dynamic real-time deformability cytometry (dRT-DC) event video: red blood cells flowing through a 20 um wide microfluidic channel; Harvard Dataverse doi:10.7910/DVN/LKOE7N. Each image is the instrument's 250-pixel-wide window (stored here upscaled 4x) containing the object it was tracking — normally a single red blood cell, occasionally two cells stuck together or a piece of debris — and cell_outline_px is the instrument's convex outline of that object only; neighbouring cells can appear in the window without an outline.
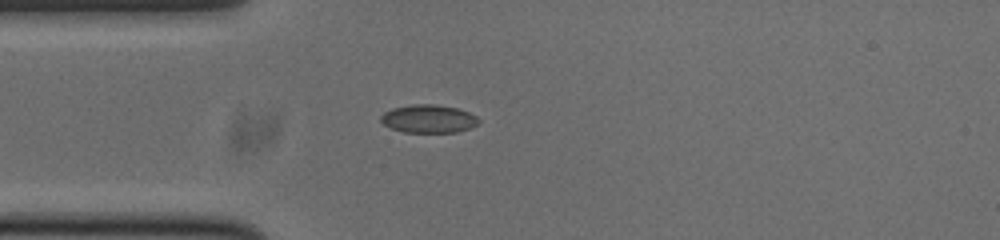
{"species": "common noctule bat (a hibernating species)", "species_latin": "Nyctalus noctula", "temperature_condition": "cold", "stored_images_in_passage": 40, "camera_frame_rate_fps": 3000, "um_per_image_px": 0.085, "animal": {"sex": "male", "body_mass_g": 20.0, "forearm_length_mm": 53.3}, "frame": {"image": 1, "passage_image": 1, "time_ms": 0.0, "image_size_px": [1000, 240], "cell_outline_px": [[480, 120], [476, 124], [468, 128], [456, 132], [404, 132], [392, 128], [384, 124], [380, 120], [380, 116], [384, 112], [392, 108], [412, 104], [436, 104], [456, 108], [468, 112], [476, 116]], "centroid_in_image_um": [36.4, 10.08], "position_along_channel_um": 48.6, "area_um2": 15.9}}
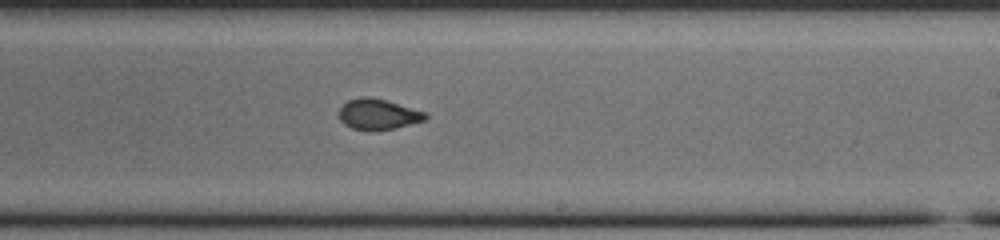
{"frame": {"image": 2, "passage_image": 18, "time_ms": 5.667, "image_size_px": [1000, 240], "cell_outline_px": [[428, 116], [424, 120], [396, 128], [368, 132], [352, 128], [344, 124], [340, 120], [340, 108], [348, 100], [360, 96], [368, 96], [388, 100], [428, 112]], "centroid_in_image_um": [32.16, 9.71], "position_along_channel_um": 256.8, "area_um2": 15.78}}
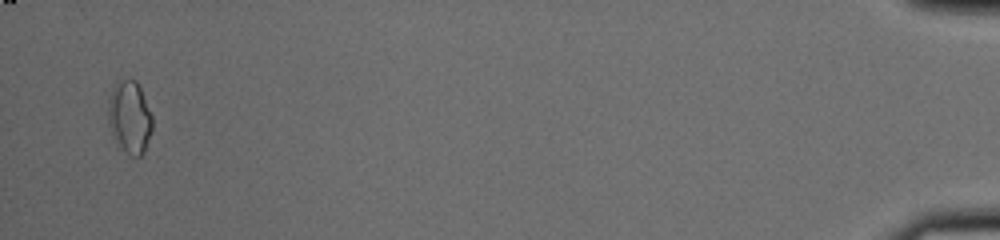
{"frame": {"image": 3, "passage_image": 39, "time_ms": 12.667, "image_size_px": [1000, 240], "cell_outline_px": [[152, 128], [144, 152], [140, 156], [132, 156], [116, 144], [112, 136], [108, 124], [108, 104], [112, 88], [120, 80], [136, 80], [140, 88], [152, 116]], "centroid_in_image_um": [11.0, 9.98], "position_along_channel_um": 424.2, "area_um2": 18.55}, "authors_computed_cell_mechanics": {"area_um2": 15.6349, "velocity_mm_per_s": 3.778, "shape_relaxation_time_tau1_ms": null, "shape_relaxation_time_tau2_ms": 2.1487, "deformation_change_tau1": null, "deformation_change_tau2": 0.0727}}